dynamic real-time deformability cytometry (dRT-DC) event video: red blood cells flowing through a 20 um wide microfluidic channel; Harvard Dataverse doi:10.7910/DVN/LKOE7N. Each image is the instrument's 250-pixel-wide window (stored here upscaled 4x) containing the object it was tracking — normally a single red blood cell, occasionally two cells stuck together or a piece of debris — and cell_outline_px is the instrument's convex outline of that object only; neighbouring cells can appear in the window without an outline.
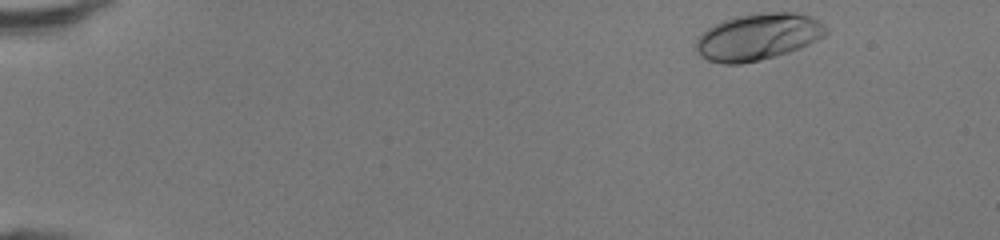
{"species": "human", "species_latin": "Homo sapiens", "temperature_condition": "room temperature", "stored_images_in_passage": 44, "camera_frame_rate_fps": 3000, "um_per_image_px": 0.085, "donor": {"sex": "female"}, "frame": {"image": 1, "passage_image": 1, "time_ms": 0.0, "image_size_px": [1000, 240], "cell_outline_px": [[828, 32], [824, 36], [800, 48], [776, 56], [760, 60], [740, 64], [720, 64], [708, 60], [700, 56], [696, 48], [696, 36], [708, 28], [724, 20], [736, 16], [756, 12], [792, 12], [808, 16], [820, 20], [828, 28]], "centroid_in_image_um": [64.42, 3.13], "position_along_channel_um": 20.6, "area_um2": 35.6}}
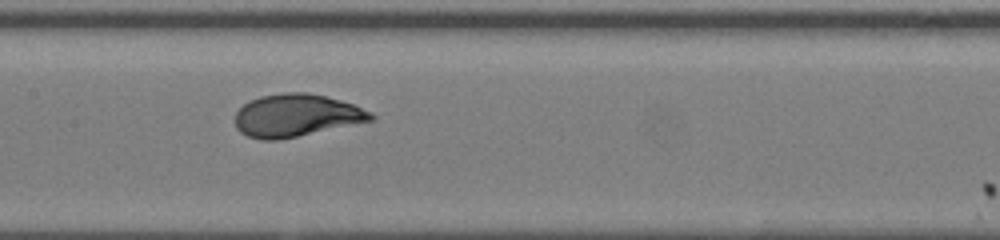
{"frame": {"image": 2, "passage_image": 21, "time_ms": 6.667, "image_size_px": [1000, 240], "cell_outline_px": [[376, 120], [276, 140], [264, 140], [248, 136], [240, 132], [236, 128], [236, 112], [244, 104], [260, 96], [284, 92], [308, 92], [340, 100], [352, 104], [372, 112], [376, 116]], "centroid_in_image_um": [25.21, 9.81], "position_along_channel_um": 182.2, "area_um2": 33.52}}
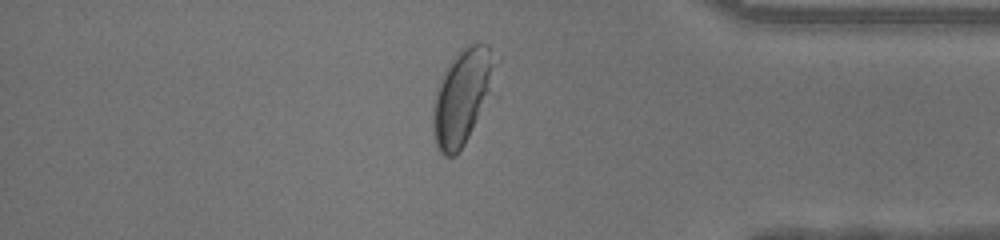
{"frame": {"image": 3, "passage_image": 37, "time_ms": 12.0, "image_size_px": [1000, 240], "cell_outline_px": [[500, 60], [496, 100], [456, 156], [444, 156], [436, 148], [432, 136], [432, 104], [436, 88], [440, 76], [452, 56], [460, 48], [468, 44], [488, 44]], "centroid_in_image_um": [39.43, 8.2], "position_along_channel_um": 395.8, "area_um2": 38.32}, "authors_computed_cell_mechanics": {"area_um2": 33.4373, "velocity_mm_per_s": 4.3237, "shape_relaxation_time_tau1_ms": 2.3542, "shape_relaxation_time_tau2_ms": null, "deformation_change_tau1": 0.1695, "deformation_change_tau2": null}}